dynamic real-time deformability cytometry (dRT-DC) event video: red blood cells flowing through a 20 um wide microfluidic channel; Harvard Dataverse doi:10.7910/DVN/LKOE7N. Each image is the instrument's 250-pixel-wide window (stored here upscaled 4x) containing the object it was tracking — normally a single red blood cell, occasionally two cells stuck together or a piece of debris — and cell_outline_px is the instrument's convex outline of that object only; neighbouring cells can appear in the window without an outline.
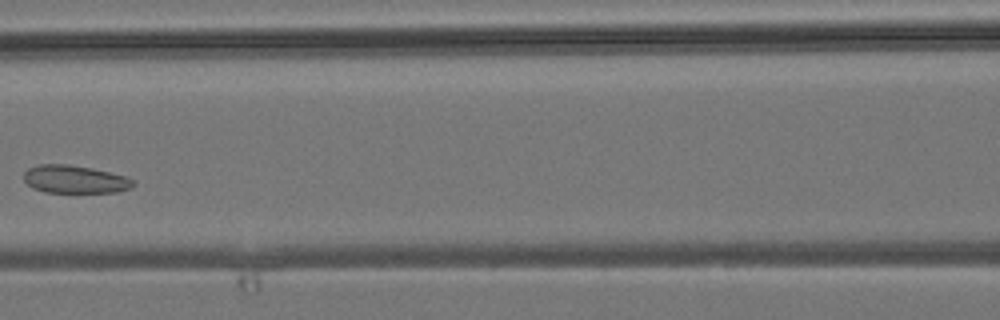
{"species": "common noctule bat (a hibernating species)", "species_latin": "Nyctalus noctula", "temperature_condition": "room temperature", "stored_images_in_passage": 6, "camera_frame_rate_fps": 3000, "um_per_image_px": 0.085, "animal": {"sex": "male", "body_mass_g": 19.2, "forearm_length_mm": 51.8}, "frame": {"image": 1, "passage_image": 5, "time_ms": 4.667, "image_size_px": [1000, 320], "cell_outline_px": [[136, 184], [128, 188], [116, 192], [44, 192], [32, 188], [24, 180], [24, 172], [28, 168], [40, 164], [68, 164], [92, 168], [124, 176], [136, 180]], "centroid_in_image_um": [6.34, 15.24], "position_along_channel_um": 160.3, "area_um2": 17.74}}
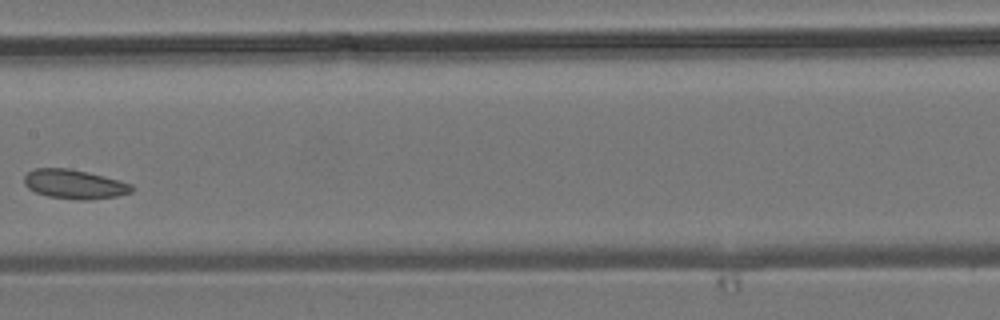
{"frame": {"image": 2, "passage_image": 6, "time_ms": 5.667, "image_size_px": [1000, 320], "cell_outline_px": [[136, 188], [132, 192], [116, 196], [88, 200], [80, 200], [48, 196], [36, 192], [28, 188], [24, 184], [24, 176], [28, 172], [36, 168], [68, 168], [88, 172], [120, 180], [132, 184]], "centroid_in_image_um": [6.35, 15.65], "position_along_channel_um": 201.0, "area_um2": 18.38}}